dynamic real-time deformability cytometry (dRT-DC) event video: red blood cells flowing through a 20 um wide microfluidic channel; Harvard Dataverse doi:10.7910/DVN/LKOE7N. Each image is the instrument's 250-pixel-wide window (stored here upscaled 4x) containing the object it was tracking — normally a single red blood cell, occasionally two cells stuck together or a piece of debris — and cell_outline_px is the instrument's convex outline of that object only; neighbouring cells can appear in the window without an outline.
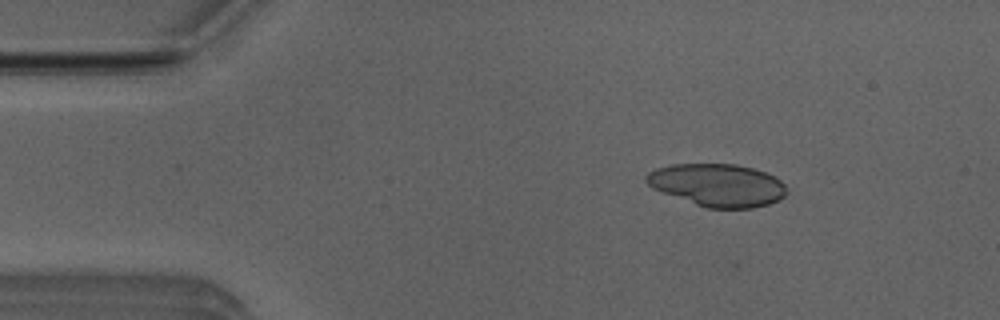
{"species": "Egyptian fruit bat (a non-hibernating species)", "species_latin": "Rousettus aegyptiacus", "temperature_condition": "room temperature", "stored_images_in_passage": 3, "camera_frame_rate_fps": 3000, "um_per_image_px": 0.085, "animal": {"sex": "male"}, "frame": {"image": 1, "passage_image": 1, "time_ms": 0.0, "image_size_px": [1000, 320], "cell_outline_px": [[788, 192], [780, 200], [768, 204], [752, 208], [708, 208], [696, 204], [652, 188], [644, 180], [644, 176], [648, 172], [656, 168], [672, 164], [736, 164], [752, 168], [764, 172], [780, 180], [788, 188]], "centroid_in_image_um": [61.0, 15.73], "position_along_channel_um": 24.0, "area_um2": 34.8}}